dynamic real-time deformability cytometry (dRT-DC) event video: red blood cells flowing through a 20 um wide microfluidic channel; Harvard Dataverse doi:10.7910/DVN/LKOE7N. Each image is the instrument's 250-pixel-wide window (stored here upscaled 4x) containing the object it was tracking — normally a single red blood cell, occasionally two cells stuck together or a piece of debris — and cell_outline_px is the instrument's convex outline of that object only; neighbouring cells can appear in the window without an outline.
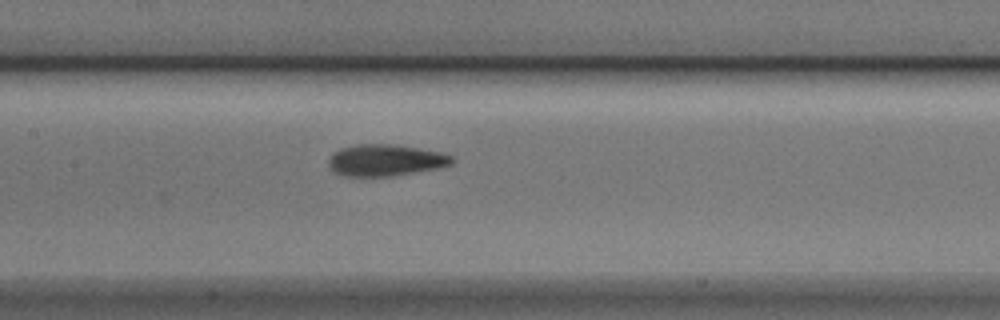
{"species": "Egyptian fruit bat (a non-hibernating species)", "species_latin": "Rousettus aegyptiacus", "temperature_condition": "cold", "stored_images_in_passage": 9, "segment_of_instrument_passage": [1, 2], "camera_frame_rate_fps": 3000, "um_per_image_px": 0.085, "animal": {"sex": "male"}, "frame": {"image": 1, "passage_image": 8, "time_ms": 2.333, "image_size_px": [1000, 320], "cell_outline_px": [[456, 160], [452, 164], [436, 168], [392, 176], [340, 176], [332, 172], [328, 164], [328, 160], [332, 152], [340, 148], [356, 144], [392, 144], [440, 152], [452, 156]], "centroid_in_image_um": [32.7, 13.62], "position_along_channel_um": 174.7, "area_um2": 22.83}}